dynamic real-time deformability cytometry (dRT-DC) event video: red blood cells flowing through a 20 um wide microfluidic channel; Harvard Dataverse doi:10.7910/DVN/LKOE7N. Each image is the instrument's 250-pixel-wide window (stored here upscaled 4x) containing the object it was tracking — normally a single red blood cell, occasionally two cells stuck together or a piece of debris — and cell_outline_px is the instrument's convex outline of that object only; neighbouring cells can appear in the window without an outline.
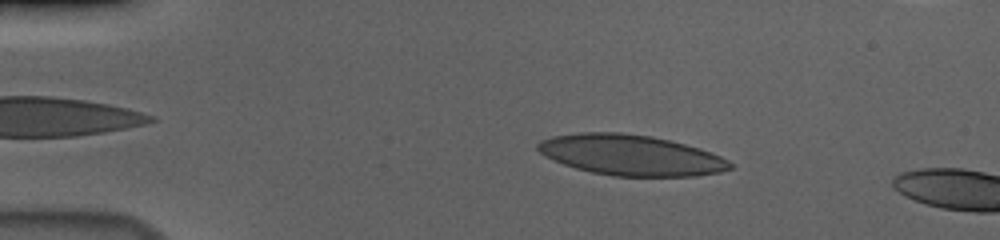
{"species": "human", "species_latin": "Homo sapiens", "temperature_condition": "cold", "stored_images_in_passage": 46, "camera_frame_rate_fps": 3000, "um_per_image_px": 0.085, "donor": {"sex": "male"}, "frame": {"image": 1, "passage_image": 9, "time_ms": 2.667, "image_size_px": [1000, 240], "cell_outline_px": [[732, 168], [720, 172], [696, 176], [612, 176], [592, 172], [576, 168], [564, 164], [544, 156], [536, 148], [536, 144], [540, 140], [552, 136], [580, 132], [620, 132], [652, 136], [700, 148], [712, 152], [728, 160], [732, 164]], "centroid_in_image_um": [53.6, 13.18], "position_along_channel_um": 31.4, "area_um2": 45.55}}
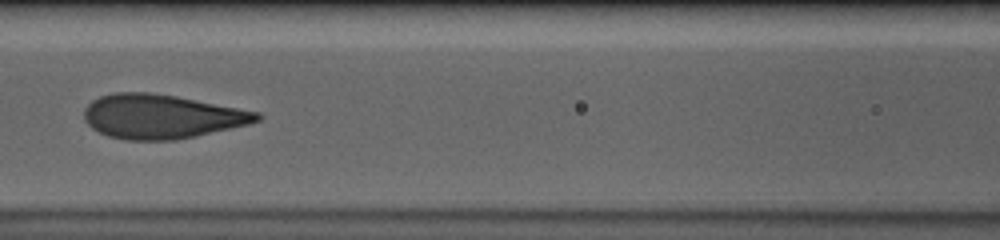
{"frame": {"image": 2, "passage_image": 24, "time_ms": 7.667, "image_size_px": [1000, 240], "cell_outline_px": [[264, 116], [260, 120], [248, 124], [196, 136], [176, 140], [128, 140], [108, 136], [92, 128], [84, 120], [84, 108], [92, 100], [100, 96], [112, 92], [148, 92], [176, 96], [260, 112]], "centroid_in_image_um": [13.72, 9.9], "position_along_channel_um": 152.9, "area_um2": 44.51}}
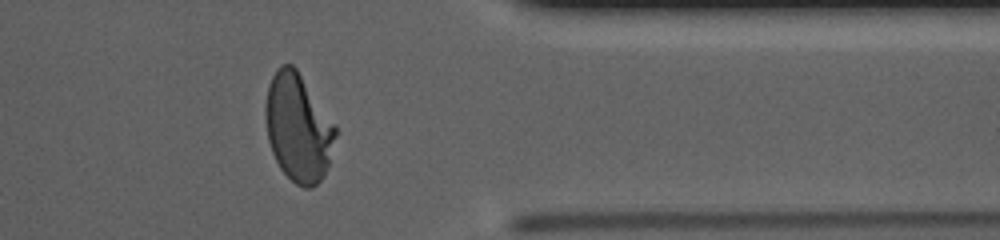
{"frame": {"image": 3, "passage_image": 44, "time_ms": 14.333, "image_size_px": [1000, 240], "cell_outline_px": [[336, 136], [328, 164], [324, 176], [312, 188], [304, 188], [296, 184], [280, 168], [272, 152], [268, 140], [264, 116], [264, 108], [268, 84], [276, 68], [280, 64], [292, 64], [296, 68], [336, 128]], "centroid_in_image_um": [25.3, 10.85], "position_along_channel_um": 386.1, "area_um2": 43.64}, "authors_computed_cell_mechanics": {"area_um2": 44.8528, "velocity_mm_per_s": 3.6732, "shape_relaxation_time_tau1_ms": 5.686, "shape_relaxation_time_tau2_ms": null, "deformation_change_tau1": 0.2086, "deformation_change_tau2": null}}